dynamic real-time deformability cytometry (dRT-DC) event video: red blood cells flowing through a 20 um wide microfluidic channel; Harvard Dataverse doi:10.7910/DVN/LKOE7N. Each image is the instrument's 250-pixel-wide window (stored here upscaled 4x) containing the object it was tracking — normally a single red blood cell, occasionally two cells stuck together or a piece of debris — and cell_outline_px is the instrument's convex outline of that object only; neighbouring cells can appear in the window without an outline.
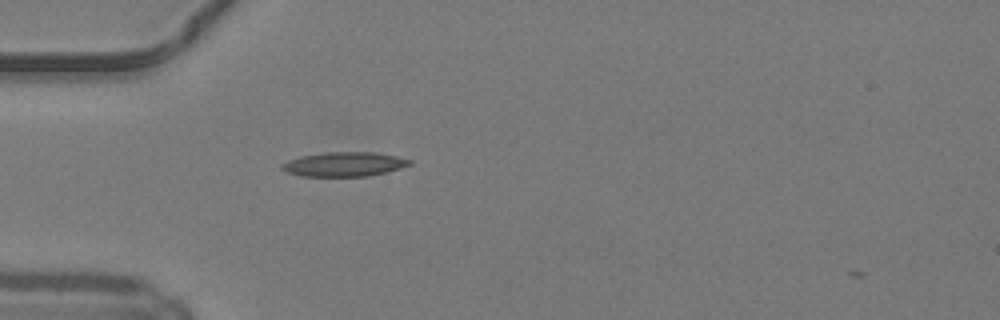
{"species": "common noctule bat (a hibernating species)", "species_latin": "Nyctalus noctula", "temperature_condition": "warm", "stored_images_in_passage": 38, "camera_frame_rate_fps": 3000, "um_per_image_px": 0.085, "animal": {"sex": "male", "body_mass_g": 19.2, "forearm_length_mm": 51.8}, "frame": {"image": 1, "passage_image": 3, "time_ms": 0.667, "image_size_px": [1000, 320], "cell_outline_px": [[412, 164], [400, 168], [368, 176], [300, 176], [288, 172], [280, 168], [288, 160], [300, 156], [324, 152], [376, 152], [396, 156], [412, 160]], "centroid_in_image_um": [29.26, 13.95], "position_along_channel_um": 55.7, "area_um2": 18.03}}
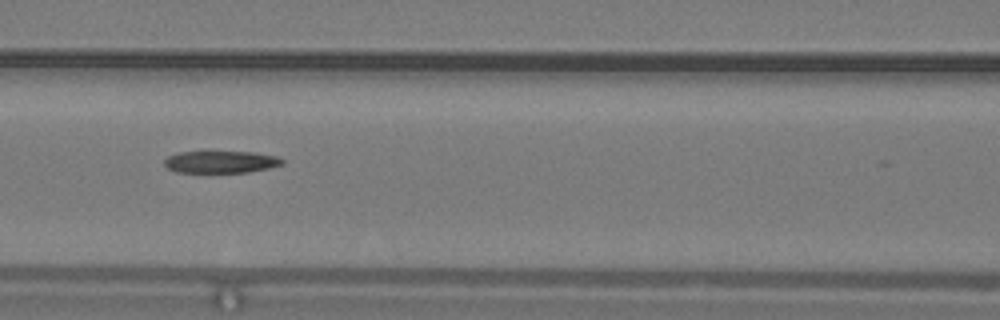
{"frame": {"image": 2, "passage_image": 10, "time_ms": 3.0, "image_size_px": [1000, 320], "cell_outline_px": [[284, 164], [268, 168], [248, 172], [176, 172], [168, 168], [164, 164], [164, 160], [168, 156], [180, 152], [252, 152], [276, 156], [284, 160]], "centroid_in_image_um": [18.77, 13.76], "position_along_channel_um": 147.8, "area_um2": 15.03}}
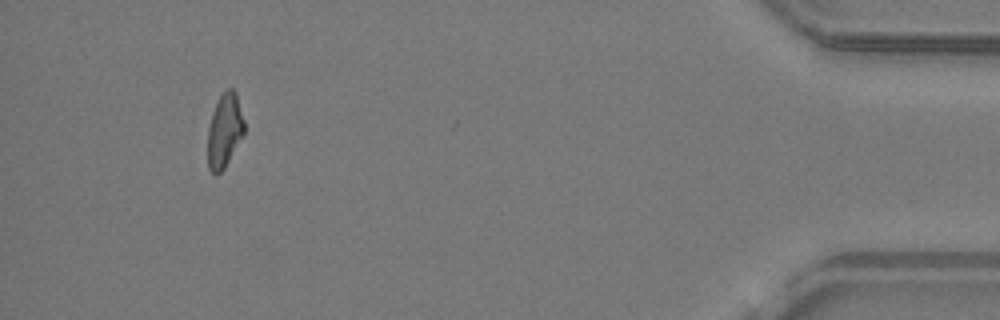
{"frame": {"image": 3, "passage_image": 34, "time_ms": 11.0, "image_size_px": [1000, 320], "cell_outline_px": [[244, 136], [224, 168], [220, 172], [212, 172], [208, 168], [208, 128], [212, 112], [220, 96], [228, 88], [232, 88], [236, 92], [244, 120]], "centroid_in_image_um": [19.1, 11.09], "position_along_channel_um": 416.1, "area_um2": 15.66}}